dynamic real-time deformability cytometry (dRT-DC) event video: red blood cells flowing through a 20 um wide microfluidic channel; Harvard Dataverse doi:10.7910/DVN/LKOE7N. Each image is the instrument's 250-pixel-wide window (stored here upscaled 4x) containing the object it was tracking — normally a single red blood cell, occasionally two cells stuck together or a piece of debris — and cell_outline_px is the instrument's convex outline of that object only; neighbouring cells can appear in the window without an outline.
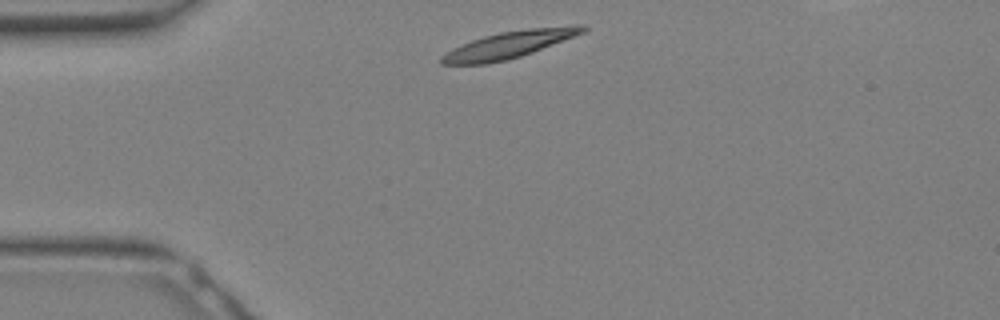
{"species": "Egyptian fruit bat (a non-hibernating species)", "species_latin": "Rousettus aegyptiacus", "temperature_condition": "warm", "stored_images_in_passage": 5, "camera_frame_rate_fps": 3000, "um_per_image_px": 0.085, "animal": {"sex": "female"}, "frame": {"image": 1, "passage_image": 1, "time_ms": 0.0, "image_size_px": [1000, 320], "cell_outline_px": [[588, 28], [584, 32], [532, 52], [508, 60], [484, 64], [440, 64], [440, 56], [452, 48], [460, 44], [484, 36], [500, 32], [528, 28], [576, 24], [584, 24]], "centroid_in_image_um": [43.26, 3.78], "position_along_channel_um": 41.7, "area_um2": 22.2}}
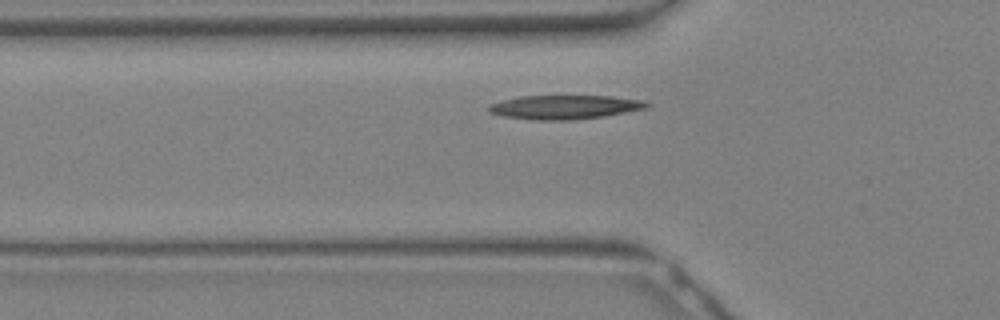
{"frame": {"image": 2, "passage_image": 4, "time_ms": 1.0, "image_size_px": [1000, 320], "cell_outline_px": [[652, 104], [648, 108], [604, 116], [572, 120], [536, 120], [504, 116], [488, 112], [488, 104], [520, 96], [612, 96], [648, 100]], "centroid_in_image_um": [48.07, 9.1], "position_along_channel_um": 77.7, "area_um2": 22.25}}